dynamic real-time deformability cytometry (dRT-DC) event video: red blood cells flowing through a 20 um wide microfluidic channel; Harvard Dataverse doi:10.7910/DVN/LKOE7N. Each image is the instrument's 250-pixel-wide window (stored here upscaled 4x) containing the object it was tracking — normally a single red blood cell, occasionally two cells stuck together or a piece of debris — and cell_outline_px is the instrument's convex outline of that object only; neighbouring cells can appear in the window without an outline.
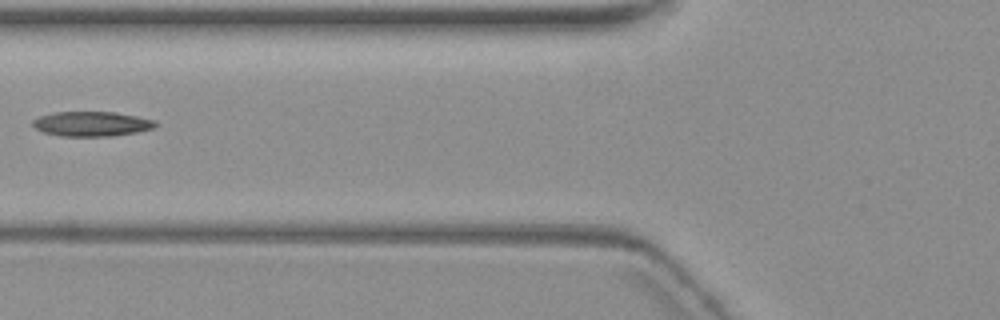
{"species": "common noctule bat (a hibernating species)", "species_latin": "Nyctalus noctula", "temperature_condition": "warm", "stored_images_in_passage": 6, "camera_frame_rate_fps": 3000, "um_per_image_px": 0.085, "animal": {"sex": "female", "body_mass_g": 19.3, "forearm_length_mm": 54.1}, "frame": {"image": 1, "passage_image": 5, "time_ms": 5.0, "image_size_px": [1000, 320], "cell_outline_px": [[156, 124], [152, 128], [136, 132], [112, 136], [60, 136], [44, 132], [36, 128], [32, 124], [32, 120], [40, 116], [56, 112], [116, 112], [156, 120]], "centroid_in_image_um": [7.78, 10.53], "position_along_channel_um": 118.0, "area_um2": 17.57}}
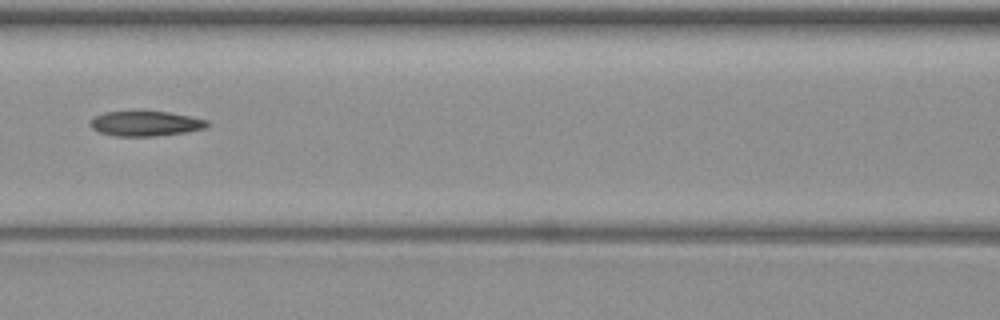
{"frame": {"image": 2, "passage_image": 6, "time_ms": 6.0, "image_size_px": [1000, 320], "cell_outline_px": [[208, 124], [204, 128], [184, 132], [156, 136], [116, 136], [100, 132], [92, 128], [88, 124], [88, 120], [92, 116], [104, 112], [168, 112], [208, 120]], "centroid_in_image_um": [12.29, 10.5], "position_along_channel_um": 154.3, "area_um2": 16.88}}